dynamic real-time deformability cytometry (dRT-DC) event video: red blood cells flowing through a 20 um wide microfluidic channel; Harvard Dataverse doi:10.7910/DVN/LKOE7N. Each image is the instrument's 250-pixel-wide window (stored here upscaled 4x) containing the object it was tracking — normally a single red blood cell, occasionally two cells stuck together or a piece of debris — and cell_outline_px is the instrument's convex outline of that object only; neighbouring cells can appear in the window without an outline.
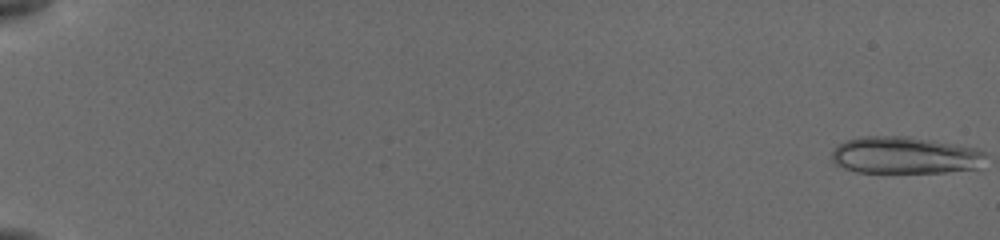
{"species": "common noctule bat (a hibernating species)", "species_latin": "Nyctalus noctula", "temperature_condition": "cold", "stored_images_in_passage": 16, "segment_of_instrument_passage": [1, 2], "camera_frame_rate_fps": 3000, "um_per_image_px": 0.085, "animal": {"sex": "female", "body_mass_g": 19.5, "forearm_length_mm": 54.1}, "frame": {"image": 1, "passage_image": 1, "time_ms": 0.0, "image_size_px": [1000, 240], "cell_outline_px": [[984, 156], [976, 168], [944, 172], [856, 172], [844, 168], [836, 164], [832, 160], [832, 152], [836, 144], [848, 140], [864, 136], [896, 136], [972, 148], [984, 152]], "centroid_in_image_um": [76.78, 13.22], "position_along_channel_um": 8.2, "area_um2": 32.08}}